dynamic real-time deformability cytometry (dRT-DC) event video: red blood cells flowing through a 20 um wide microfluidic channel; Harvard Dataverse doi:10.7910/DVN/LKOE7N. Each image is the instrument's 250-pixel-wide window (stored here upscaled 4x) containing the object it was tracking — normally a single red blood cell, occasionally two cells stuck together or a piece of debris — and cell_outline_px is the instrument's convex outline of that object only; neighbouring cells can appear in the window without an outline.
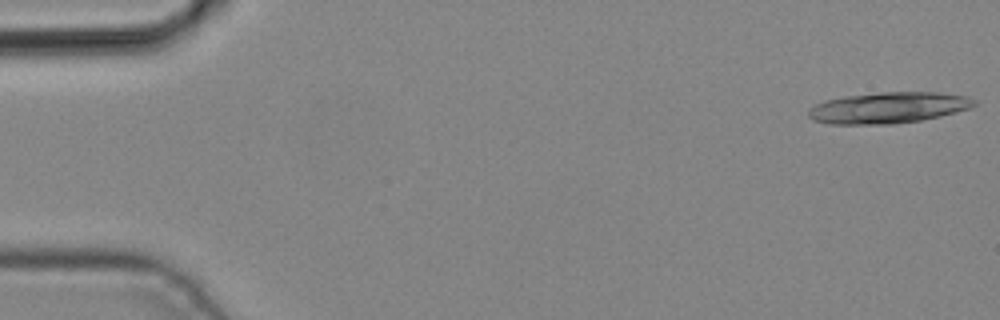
{"species": "common noctule bat (a hibernating species)", "species_latin": "Nyctalus noctula", "temperature_condition": "cold", "stored_images_in_passage": 5, "camera_frame_rate_fps": 3000, "um_per_image_px": 0.085, "animal": {"sex": "male", "body_mass_g": 19.2, "forearm_length_mm": 51.8}, "frame": {"image": 1, "passage_image": 5, "time_ms": 1.333, "image_size_px": [1000, 320], "cell_outline_px": [[976, 104], [972, 108], [940, 116], [920, 120], [892, 124], [828, 124], [812, 120], [808, 116], [808, 108], [824, 100], [844, 96], [880, 92], [936, 92], [968, 96], [976, 100]], "centroid_in_image_um": [75.49, 9.15], "position_along_channel_um": 9.5, "area_um2": 30.29}}